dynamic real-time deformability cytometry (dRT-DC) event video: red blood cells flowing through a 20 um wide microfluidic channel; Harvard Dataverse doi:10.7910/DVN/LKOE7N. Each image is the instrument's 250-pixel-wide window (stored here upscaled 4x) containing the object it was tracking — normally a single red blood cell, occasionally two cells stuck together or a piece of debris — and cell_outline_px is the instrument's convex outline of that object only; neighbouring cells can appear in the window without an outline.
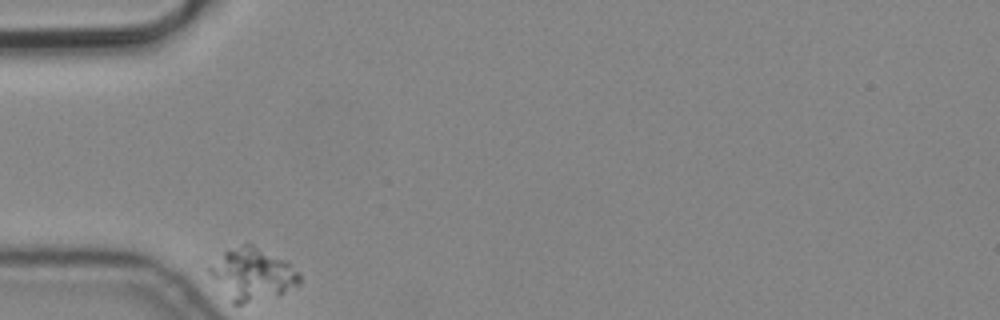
{"species": "common noctule bat (a hibernating species)", "species_latin": "Nyctalus noctula", "temperature_condition": "cold", "stored_images_in_passage": 3, "camera_frame_rate_fps": 3000, "um_per_image_px": 0.085, "animal": {"sex": "male", "body_mass_g": 19.2, "forearm_length_mm": 51.8}, "frame": {"image": 1, "passage_image": 1, "time_ms": 0.0, "image_size_px": [1000, 320], "cell_outline_px": [[300, 284], [280, 296], [244, 304], [232, 304], [208, 272], [208, 268], [228, 248], [244, 244], [252, 244], [288, 260], [300, 272]], "centroid_in_image_um": [21.51, 23.32], "position_along_channel_um": 63.5, "area_um2": 27.8}}
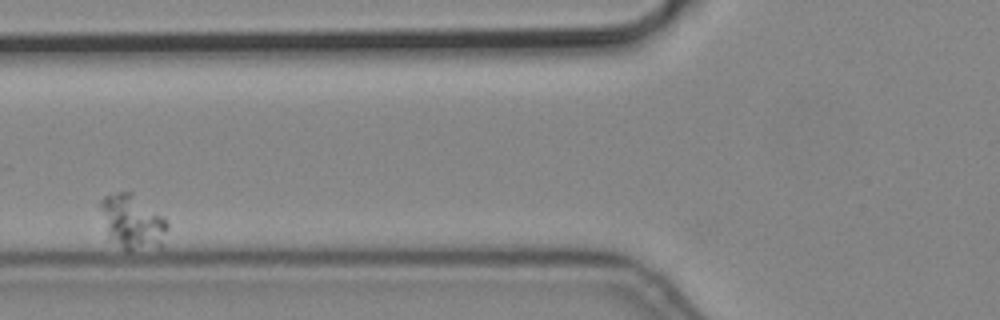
{"frame": {"image": 2, "passage_image": 3, "time_ms": 0.667, "image_size_px": [1000, 320], "cell_outline_px": [[168, 228], [164, 248], [128, 252], [108, 240], [96, 204], [104, 196], [120, 192], [132, 192], [160, 216], [168, 224]], "centroid_in_image_um": [11.2, 18.94], "position_along_channel_um": 114.6, "area_um2": 22.08}}